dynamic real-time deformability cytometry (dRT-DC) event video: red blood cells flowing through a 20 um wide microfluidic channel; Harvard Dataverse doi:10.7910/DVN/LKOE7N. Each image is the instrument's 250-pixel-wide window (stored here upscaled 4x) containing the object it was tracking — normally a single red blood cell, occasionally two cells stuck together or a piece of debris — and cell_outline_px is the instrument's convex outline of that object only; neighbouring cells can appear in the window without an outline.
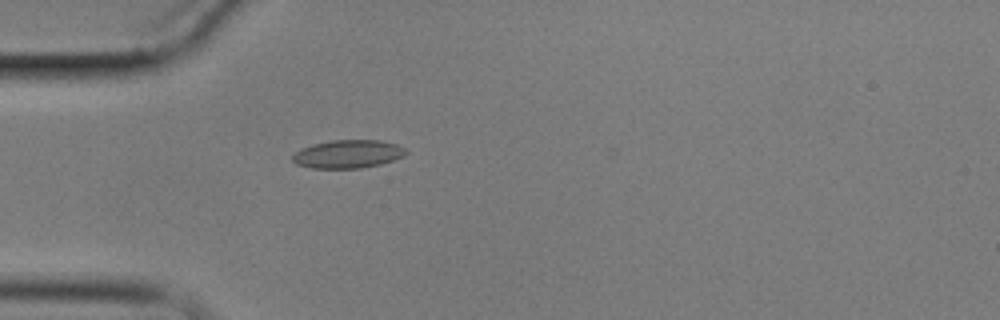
{"species": "common noctule bat (a hibernating species)", "species_latin": "Nyctalus noctula", "temperature_condition": "cold", "stored_images_in_passage": 4, "camera_frame_rate_fps": 3000, "um_per_image_px": 0.085, "animal": {"sex": "male", "body_mass_g": 17.9}, "frame": {"image": 1, "passage_image": 4, "time_ms": 3.667, "image_size_px": [1000, 320], "cell_outline_px": [[408, 152], [404, 156], [380, 164], [360, 168], [312, 168], [296, 164], [292, 160], [292, 156], [300, 148], [312, 144], [332, 140], [380, 140], [396, 144], [404, 148]], "centroid_in_image_um": [29.56, 13.09], "position_along_channel_um": 55.4, "area_um2": 18.61}}